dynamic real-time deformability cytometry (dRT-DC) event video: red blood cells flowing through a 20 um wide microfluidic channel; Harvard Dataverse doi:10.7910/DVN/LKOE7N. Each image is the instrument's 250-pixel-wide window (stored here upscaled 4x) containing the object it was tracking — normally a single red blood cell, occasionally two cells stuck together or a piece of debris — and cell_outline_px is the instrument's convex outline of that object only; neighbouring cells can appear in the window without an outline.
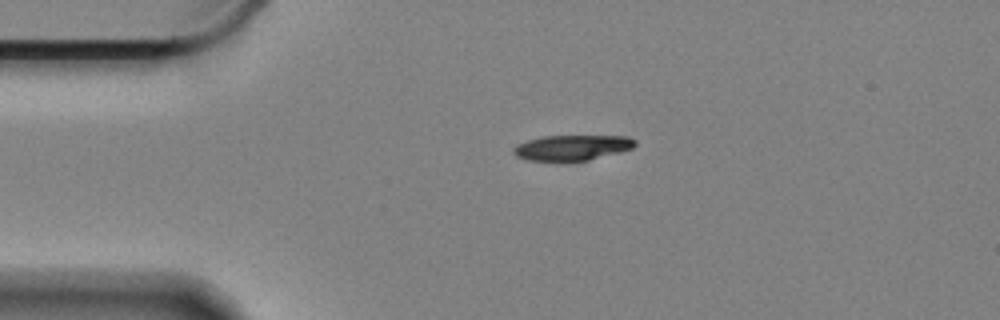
{"species": "Egyptian fruit bat (a non-hibernating species)", "species_latin": "Rousettus aegyptiacus", "temperature_condition": "cold", "stored_images_in_passage": 48, "camera_frame_rate_fps": 3000, "um_per_image_px": 0.085, "animal": {"sex": "female"}, "frame": {"image": 1, "passage_image": 1, "time_ms": 0.0, "image_size_px": [1000, 320], "cell_outline_px": [[636, 144], [632, 148], [620, 152], [588, 160], [560, 164], [528, 160], [516, 156], [512, 152], [512, 148], [516, 144], [528, 140], [544, 136], [628, 136], [636, 140]], "centroid_in_image_um": [48.57, 12.59], "position_along_channel_um": 36.4, "area_um2": 18.67}}
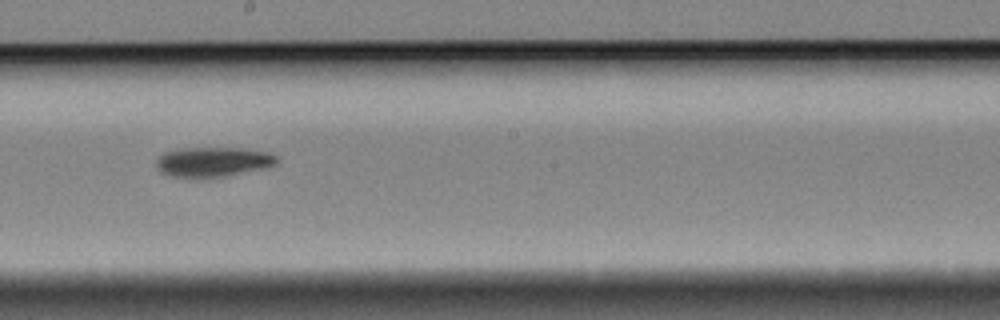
{"frame": {"image": 2, "passage_image": 21, "time_ms": 6.667, "image_size_px": [1000, 320], "cell_outline_px": [[276, 164], [268, 168], [208, 180], [192, 180], [168, 176], [160, 172], [156, 168], [156, 160], [164, 152], [176, 148], [240, 148], [268, 152], [276, 156]], "centroid_in_image_um": [18.04, 13.81], "position_along_channel_um": 230.2, "area_um2": 21.96}}
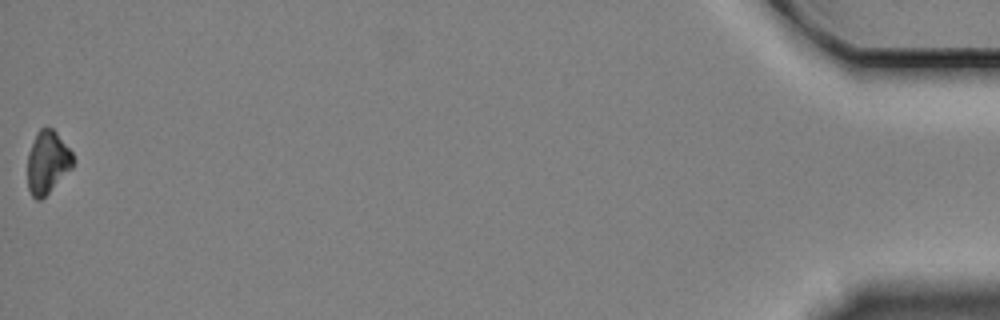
{"frame": {"image": 3, "passage_image": 48, "time_ms": 15.667, "image_size_px": [1000, 320], "cell_outline_px": [[76, 160], [72, 168], [40, 200], [36, 200], [32, 196], [28, 188], [28, 152], [36, 132], [40, 128], [52, 128], [56, 132], [72, 152]], "centroid_in_image_um": [4.04, 13.77], "position_along_channel_um": 431.2, "area_um2": 16.59}, "authors_computed_cell_mechanics": {"area_um2": 19.8254, "velocity_mm_per_s": 3.3288, "shape_relaxation_time_tau1_ms": 2.4166, "shape_relaxation_time_tau2_ms": null, "deformation_change_tau1": 0.1029, "deformation_change_tau2": null}}